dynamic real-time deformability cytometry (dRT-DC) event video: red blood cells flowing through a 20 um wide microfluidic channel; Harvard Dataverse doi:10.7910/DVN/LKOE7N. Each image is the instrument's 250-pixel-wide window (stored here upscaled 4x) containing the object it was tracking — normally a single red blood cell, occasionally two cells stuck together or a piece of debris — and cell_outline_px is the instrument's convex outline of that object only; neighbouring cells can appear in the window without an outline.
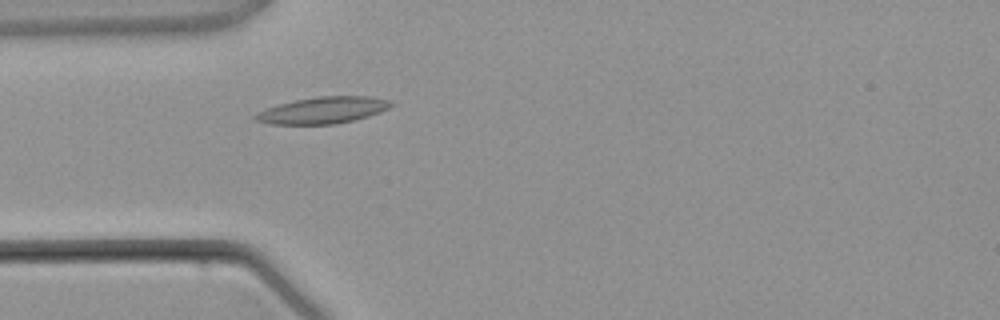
{"species": "common noctule bat (a hibernating species)", "species_latin": "Nyctalus noctula", "temperature_condition": "warm", "stored_images_in_passage": 1, "camera_frame_rate_fps": 3000, "um_per_image_px": 0.085, "animal": {"sex": "male", "body_mass_g": 21.5, "forearm_length_mm": 52.0}, "frame": {"image": 1, "passage_image": 1, "time_ms": 0.0, "image_size_px": [1000, 320], "cell_outline_px": [[396, 104], [380, 112], [368, 116], [336, 124], [268, 124], [252, 120], [252, 116], [256, 112], [264, 108], [296, 100], [316, 96], [368, 96], [388, 100]], "centroid_in_image_um": [27.39, 9.37], "position_along_channel_um": 57.6, "area_um2": 21.15}}